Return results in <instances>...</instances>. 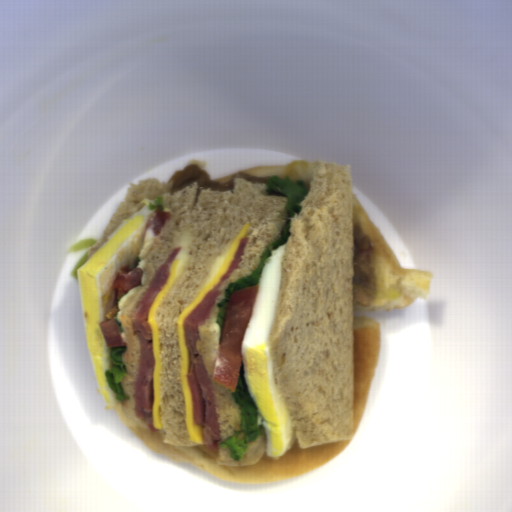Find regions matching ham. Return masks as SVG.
Masks as SVG:
<instances>
[{"label": "ham", "mask_w": 512, "mask_h": 512, "mask_svg": "<svg viewBox=\"0 0 512 512\" xmlns=\"http://www.w3.org/2000/svg\"><path fill=\"white\" fill-rule=\"evenodd\" d=\"M259 284L230 293L212 379L236 392L242 368V345Z\"/></svg>", "instance_id": "d13d27c6"}, {"label": "ham", "mask_w": 512, "mask_h": 512, "mask_svg": "<svg viewBox=\"0 0 512 512\" xmlns=\"http://www.w3.org/2000/svg\"><path fill=\"white\" fill-rule=\"evenodd\" d=\"M182 246L173 248L168 257L157 267L143 296L137 302L132 314V334L139 340L141 355L134 382L133 410L137 419L147 425L151 432H158L153 426L154 401V354L153 336L148 322L149 308L164 287L171 274L169 268L176 261Z\"/></svg>", "instance_id": "09b19980"}, {"label": "ham", "mask_w": 512, "mask_h": 512, "mask_svg": "<svg viewBox=\"0 0 512 512\" xmlns=\"http://www.w3.org/2000/svg\"><path fill=\"white\" fill-rule=\"evenodd\" d=\"M142 274L139 266L130 269L128 263L122 265L112 282L113 289L118 288L116 300H120L133 287L142 286Z\"/></svg>", "instance_id": "4e895bc4"}, {"label": "ham", "mask_w": 512, "mask_h": 512, "mask_svg": "<svg viewBox=\"0 0 512 512\" xmlns=\"http://www.w3.org/2000/svg\"><path fill=\"white\" fill-rule=\"evenodd\" d=\"M250 236H244L223 276L207 291L197 305L184 316L183 329L185 344L190 356L187 375L191 389L193 420L202 428V443L211 449H218L216 441L221 439L217 417L214 390L206 371L203 356L198 351L197 341L201 338L198 325L212 317L211 307L222 292L218 287L230 273L238 268Z\"/></svg>", "instance_id": "37f43c06"}, {"label": "ham", "mask_w": 512, "mask_h": 512, "mask_svg": "<svg viewBox=\"0 0 512 512\" xmlns=\"http://www.w3.org/2000/svg\"><path fill=\"white\" fill-rule=\"evenodd\" d=\"M98 325L104 338L106 347L127 346L128 342H124L122 331L120 330L114 317L103 320L98 323Z\"/></svg>", "instance_id": "c238892f"}, {"label": "ham", "mask_w": 512, "mask_h": 512, "mask_svg": "<svg viewBox=\"0 0 512 512\" xmlns=\"http://www.w3.org/2000/svg\"><path fill=\"white\" fill-rule=\"evenodd\" d=\"M172 218L171 211L164 210L163 205H157L156 209L152 210L149 214L143 230L147 234L149 227H152V232L154 237H158L160 231L162 230L166 219Z\"/></svg>", "instance_id": "65de58e3"}]
</instances>
